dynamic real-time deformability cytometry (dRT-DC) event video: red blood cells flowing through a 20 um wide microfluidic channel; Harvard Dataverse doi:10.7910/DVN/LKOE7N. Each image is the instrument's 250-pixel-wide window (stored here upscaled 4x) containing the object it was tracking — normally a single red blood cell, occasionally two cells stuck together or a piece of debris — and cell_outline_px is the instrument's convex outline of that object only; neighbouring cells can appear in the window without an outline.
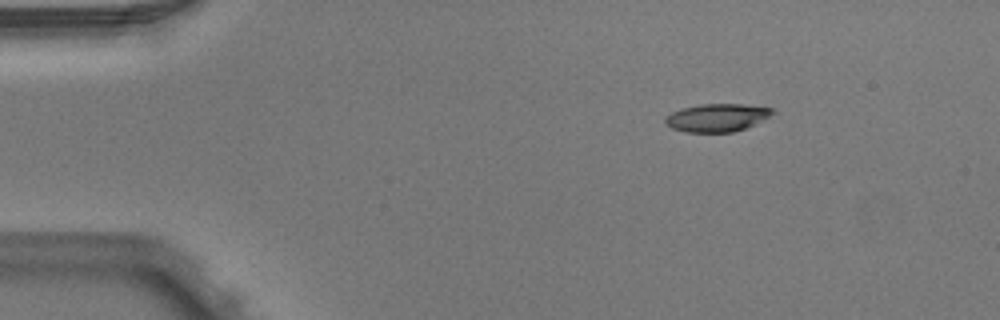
{"species": "Egyptian fruit bat (a non-hibernating species)", "species_latin": "Rousettus aegyptiacus", "temperature_condition": "warm", "stored_images_in_passage": 4, "camera_frame_rate_fps": 3000, "um_per_image_px": 0.085, "animal": {"sex": "male"}, "frame": {"image": 1, "passage_image": 1, "time_ms": 0.0, "image_size_px": [1000, 320], "cell_outline_px": [[776, 112], [744, 128], [732, 132], [688, 132], [672, 128], [664, 124], [664, 120], [672, 112], [680, 108], [700, 104], [744, 104], [772, 108]], "centroid_in_image_um": [60.9, 9.99], "position_along_channel_um": 24.1, "area_um2": 17.22}}